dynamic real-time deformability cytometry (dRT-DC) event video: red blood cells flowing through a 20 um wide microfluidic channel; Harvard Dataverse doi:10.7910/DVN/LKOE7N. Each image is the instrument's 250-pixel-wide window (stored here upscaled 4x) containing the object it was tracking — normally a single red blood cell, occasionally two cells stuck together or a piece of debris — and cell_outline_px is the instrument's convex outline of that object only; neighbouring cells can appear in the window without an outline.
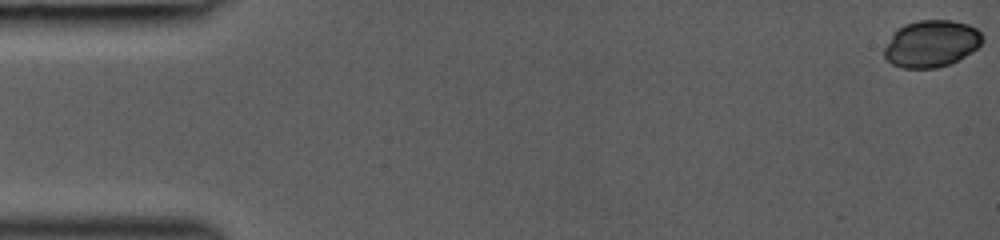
{"species": "common noctule bat (a hibernating species)", "species_latin": "Nyctalus noctula", "temperature_condition": "room temperature", "stored_images_in_passage": 39, "camera_frame_rate_fps": 3000, "um_per_image_px": 0.085, "animal": {"sex": "female", "body_mass_g": 19.0, "forearm_length_mm": 53.3}, "frame": {"image": 1, "passage_image": 1, "time_ms": 0.0, "image_size_px": [1000, 240], "cell_outline_px": [[984, 40], [972, 52], [948, 64], [936, 68], [900, 68], [892, 64], [884, 56], [884, 48], [892, 32], [896, 28], [904, 24], [920, 20], [952, 20], [968, 24], [976, 28], [984, 36]], "centroid_in_image_um": [79.14, 3.7], "position_along_channel_um": 5.9, "area_um2": 26.99}}
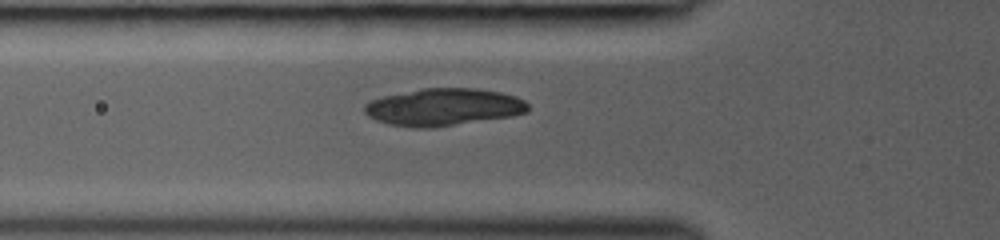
{"frame": {"image": 2, "passage_image": 17, "time_ms": 5.333, "image_size_px": [1000, 240], "cell_outline_px": [[528, 112], [512, 116], [432, 128], [412, 128], [388, 124], [376, 120], [368, 116], [364, 112], [364, 104], [372, 100], [384, 96], [424, 88], [476, 88], [500, 92], [516, 96], [524, 100], [528, 104]], "centroid_in_image_um": [37.7, 9.11], "position_along_channel_um": 88.1, "area_um2": 35.6}}
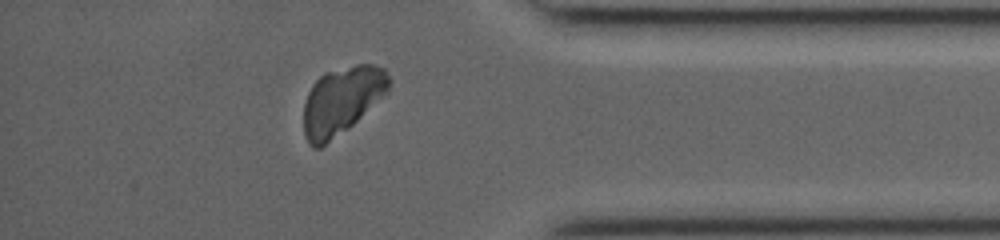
{"frame": {"image": 3, "passage_image": 39, "time_ms": 12.667, "image_size_px": [1000, 240], "cell_outline_px": [[392, 80], [388, 92], [352, 124], [320, 148], [316, 148], [308, 140], [304, 132], [304, 104], [308, 92], [312, 84], [324, 72], [356, 64], [372, 64], [384, 68]], "centroid_in_image_um": [29.07, 8.5], "position_along_channel_um": 406.1, "area_um2": 33.29}}